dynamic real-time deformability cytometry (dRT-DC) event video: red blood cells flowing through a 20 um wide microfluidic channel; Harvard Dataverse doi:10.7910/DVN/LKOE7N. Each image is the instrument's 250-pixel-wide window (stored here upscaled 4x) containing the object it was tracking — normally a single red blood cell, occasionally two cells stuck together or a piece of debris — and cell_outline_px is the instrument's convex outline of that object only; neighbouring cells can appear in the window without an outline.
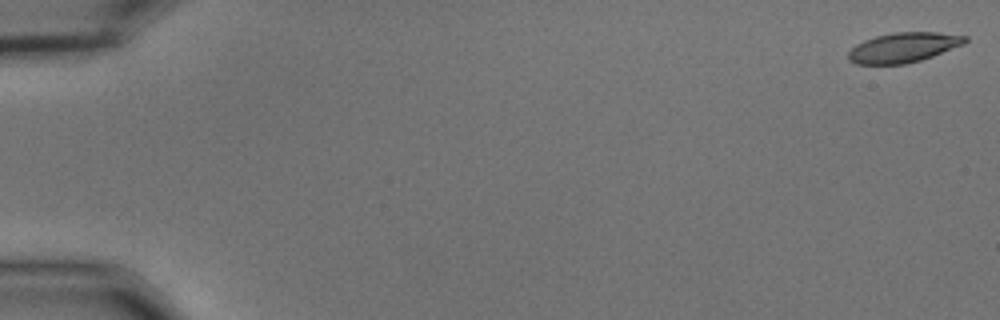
{"species": "common noctule bat (a hibernating species)", "species_latin": "Nyctalus noctula", "temperature_condition": "cold", "stored_images_in_passage": 10, "camera_frame_rate_fps": 3000, "um_per_image_px": 0.085, "animal": {"sex": "male", "body_mass_g": 15.6}, "frame": {"image": 1, "passage_image": 1, "time_ms": 0.0, "image_size_px": [1000, 320], "cell_outline_px": [[968, 40], [964, 44], [932, 56], [920, 60], [904, 64], [856, 64], [848, 60], [848, 52], [856, 44], [864, 40], [876, 36], [892, 32], [936, 32], [968, 36]], "centroid_in_image_um": [76.78, 4.03], "position_along_channel_um": 8.2, "area_um2": 20.29}}